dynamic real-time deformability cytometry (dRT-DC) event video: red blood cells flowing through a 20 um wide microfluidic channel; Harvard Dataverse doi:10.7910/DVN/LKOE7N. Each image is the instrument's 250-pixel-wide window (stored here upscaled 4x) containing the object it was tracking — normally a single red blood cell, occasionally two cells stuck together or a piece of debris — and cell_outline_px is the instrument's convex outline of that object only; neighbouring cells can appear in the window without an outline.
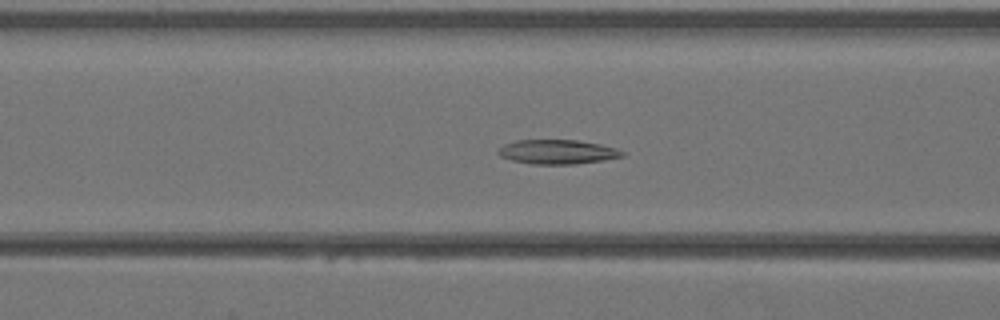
{"species": "Egyptian fruit bat (a non-hibernating species)", "species_latin": "Rousettus aegyptiacus", "temperature_condition": "warm", "stored_images_in_passage": 41, "camera_frame_rate_fps": 3000, "um_per_image_px": 0.085, "animal": {"sex": "female"}, "frame": {"image": 1, "passage_image": 17, "time_ms": 5.333, "image_size_px": [1000, 320], "cell_outline_px": [[624, 156], [604, 160], [576, 164], [532, 164], [512, 160], [500, 156], [496, 152], [504, 144], [516, 140], [576, 140], [600, 144], [616, 148], [624, 152]], "centroid_in_image_um": [47.38, 12.91], "position_along_channel_um": 119.2, "area_um2": 17.57}}
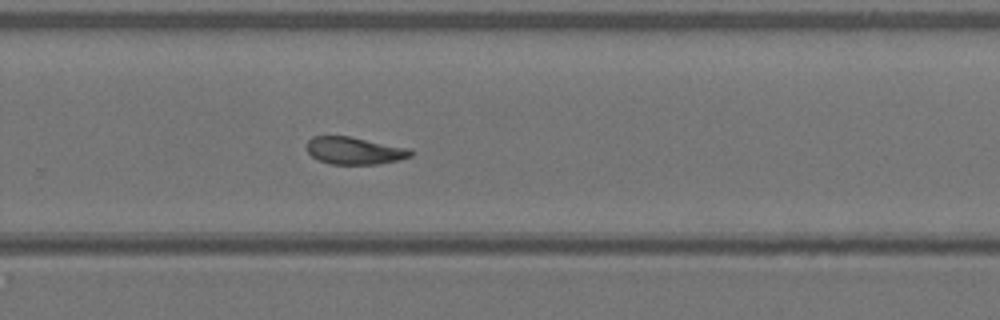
{"frame": {"image": 2, "passage_image": 28, "time_ms": 9.0, "image_size_px": [1000, 320], "cell_outline_px": [[416, 152], [412, 156], [400, 160], [376, 164], [332, 164], [320, 160], [312, 156], [304, 148], [308, 140], [312, 136], [348, 136], [412, 148]], "centroid_in_image_um": [30.17, 12.8], "position_along_channel_um": 299.6, "area_um2": 16.82}}
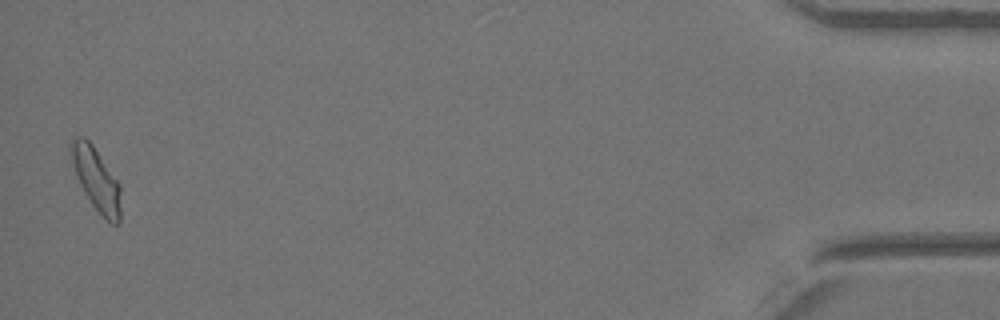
{"frame": {"image": 3, "passage_image": 41, "time_ms": 13.333, "image_size_px": [1000, 320], "cell_outline_px": [[120, 224], [112, 224], [92, 204], [80, 184], [72, 164], [68, 152], [68, 144], [72, 136], [84, 136], [92, 144], [120, 184]], "centroid_in_image_um": [8.14, 15.15], "position_along_channel_um": 427.1, "area_um2": 18.21}}